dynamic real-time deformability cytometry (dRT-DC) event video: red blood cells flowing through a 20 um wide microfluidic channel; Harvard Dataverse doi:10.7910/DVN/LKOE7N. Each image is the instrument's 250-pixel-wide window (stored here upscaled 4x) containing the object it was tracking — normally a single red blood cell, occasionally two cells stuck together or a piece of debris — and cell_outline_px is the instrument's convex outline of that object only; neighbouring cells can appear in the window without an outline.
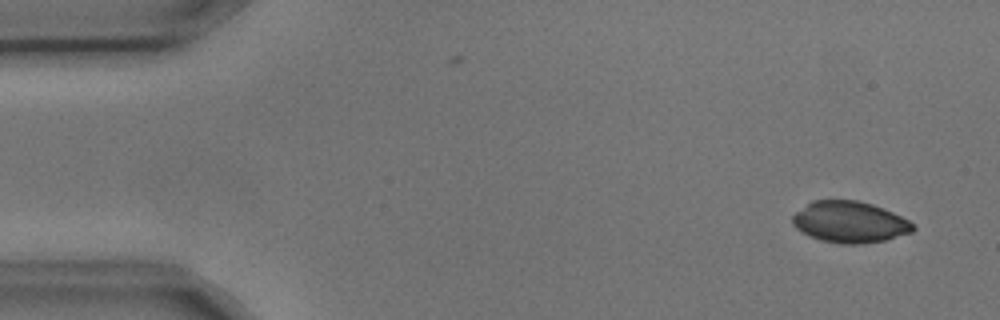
{"species": "common noctule bat (a hibernating species)", "species_latin": "Nyctalus noctula", "temperature_condition": "cold", "stored_images_in_passage": 6, "camera_frame_rate_fps": 3000, "um_per_image_px": 0.085, "animal": {"sex": "male", "body_mass_g": 17.9, "forearm_length_mm": 54.2}, "frame": {"image": 1, "passage_image": 1, "time_ms": 0.0, "image_size_px": [1000, 320], "cell_outline_px": [[916, 228], [912, 232], [884, 240], [864, 244], [840, 244], [820, 240], [796, 228], [792, 224], [792, 216], [796, 212], [812, 200], [856, 200], [872, 204], [884, 208], [908, 220]], "centroid_in_image_um": [72.22, 18.87], "position_along_channel_um": 12.8, "area_um2": 28.9}}
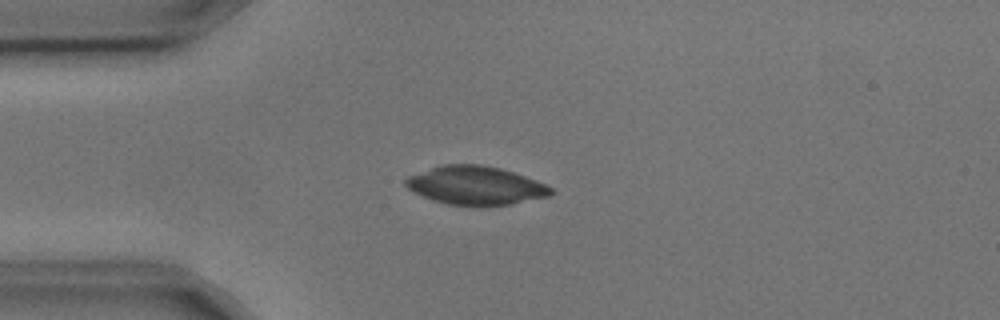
{"frame": {"image": 2, "passage_image": 4, "time_ms": 1.0, "image_size_px": [1000, 320], "cell_outline_px": [[556, 192], [548, 196], [512, 204], [444, 204], [432, 200], [412, 192], [404, 184], [404, 180], [408, 176], [444, 164], [480, 164], [500, 168], [536, 180], [552, 188]], "centroid_in_image_um": [40.4, 15.75], "position_along_channel_um": 44.6, "area_um2": 32.14}}
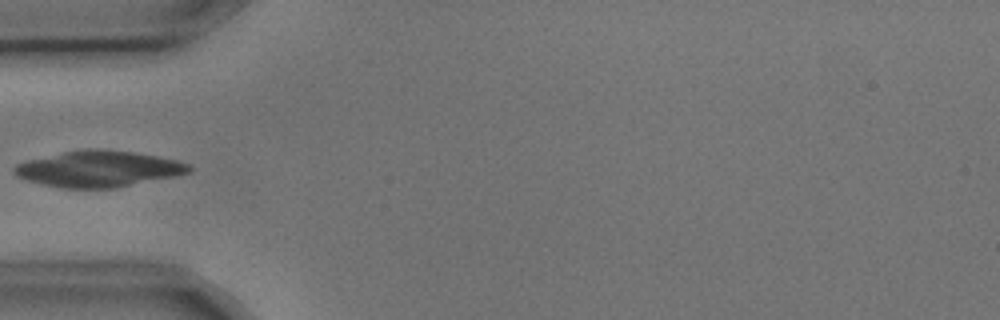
{"frame": {"image": 3, "passage_image": 5, "time_ms": 1.333, "image_size_px": [1000, 320], "cell_outline_px": [[192, 168], [188, 172], [176, 176], [116, 188], [60, 188], [28, 180], [16, 176], [12, 172], [12, 168], [16, 164], [24, 160], [84, 148], [104, 148], [132, 152], [156, 156], [176, 160], [188, 164]], "centroid_in_image_um": [8.33, 14.35], "position_along_channel_um": 76.7, "area_um2": 36.93}}